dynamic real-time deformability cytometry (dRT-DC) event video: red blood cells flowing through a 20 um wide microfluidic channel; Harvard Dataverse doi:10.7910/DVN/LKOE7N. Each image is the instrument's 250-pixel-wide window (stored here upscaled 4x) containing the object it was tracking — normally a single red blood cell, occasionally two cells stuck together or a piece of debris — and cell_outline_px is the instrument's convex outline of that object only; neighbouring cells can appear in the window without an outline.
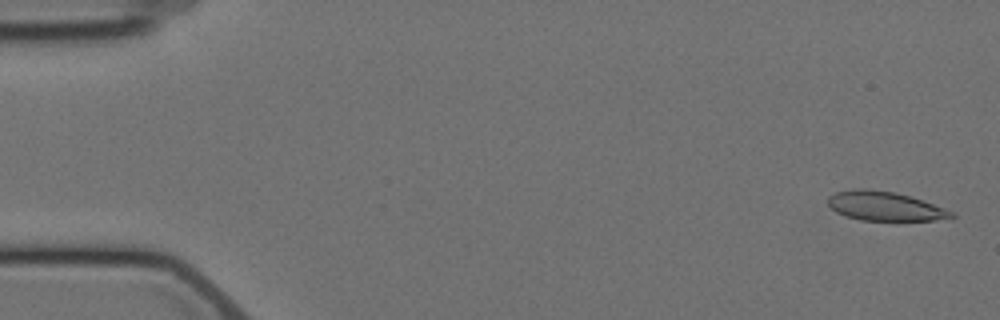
{"species": "Egyptian fruit bat (a non-hibernating species)", "species_latin": "Rousettus aegyptiacus", "temperature_condition": "cold", "stored_images_in_passage": 5, "camera_frame_rate_fps": 3000, "um_per_image_px": 0.085, "animal": {"sex": "female"}, "frame": {"image": 1, "passage_image": 5, "time_ms": 5.667, "image_size_px": [1000, 320], "cell_outline_px": [[956, 216], [932, 220], [860, 220], [836, 212], [828, 204], [828, 196], [836, 192], [852, 188], [868, 188], [892, 192], [912, 196], [956, 212]], "centroid_in_image_um": [75.21, 17.5], "position_along_channel_um": 9.8, "area_um2": 20.98}}